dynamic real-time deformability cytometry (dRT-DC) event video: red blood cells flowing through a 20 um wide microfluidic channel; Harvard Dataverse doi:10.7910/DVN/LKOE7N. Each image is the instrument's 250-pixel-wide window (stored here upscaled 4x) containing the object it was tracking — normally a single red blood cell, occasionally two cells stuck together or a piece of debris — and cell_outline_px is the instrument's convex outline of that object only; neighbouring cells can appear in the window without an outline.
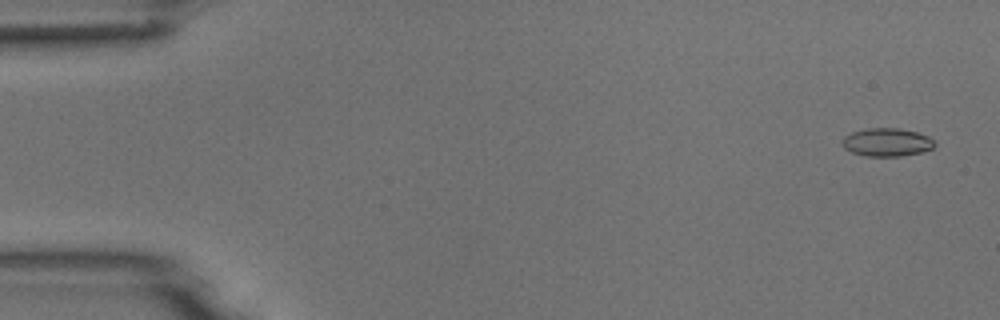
{"species": "common noctule bat (a hibernating species)", "species_latin": "Nyctalus noctula", "temperature_condition": "room temperature", "stored_images_in_passage": 5, "camera_frame_rate_fps": 3000, "um_per_image_px": 0.085, "animal": {"sex": "male", "body_mass_g": 18.8}, "frame": {"image": 1, "passage_image": 1, "time_ms": 0.0, "image_size_px": [1000, 320], "cell_outline_px": [[936, 144], [932, 148], [920, 152], [900, 156], [864, 156], [852, 152], [844, 148], [840, 140], [844, 136], [852, 132], [868, 128], [896, 128], [916, 132], [928, 136], [936, 140]], "centroid_in_image_um": [75.37, 12.09], "position_along_channel_um": 9.6, "area_um2": 15.2}}
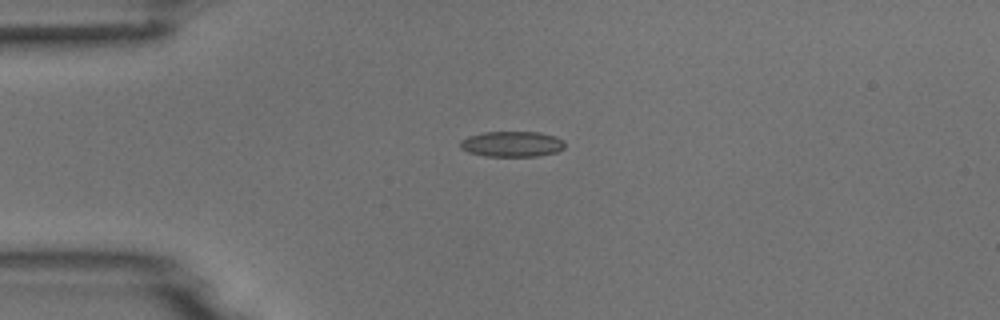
{"frame": {"image": 2, "passage_image": 4, "time_ms": 1.0, "image_size_px": [1000, 320], "cell_outline_px": [[564, 148], [556, 152], [536, 156], [484, 156], [468, 152], [460, 148], [460, 140], [468, 136], [484, 132], [540, 132], [556, 136], [564, 140]], "centroid_in_image_um": [43.51, 12.24], "position_along_channel_um": 41.5, "area_um2": 15.66}}